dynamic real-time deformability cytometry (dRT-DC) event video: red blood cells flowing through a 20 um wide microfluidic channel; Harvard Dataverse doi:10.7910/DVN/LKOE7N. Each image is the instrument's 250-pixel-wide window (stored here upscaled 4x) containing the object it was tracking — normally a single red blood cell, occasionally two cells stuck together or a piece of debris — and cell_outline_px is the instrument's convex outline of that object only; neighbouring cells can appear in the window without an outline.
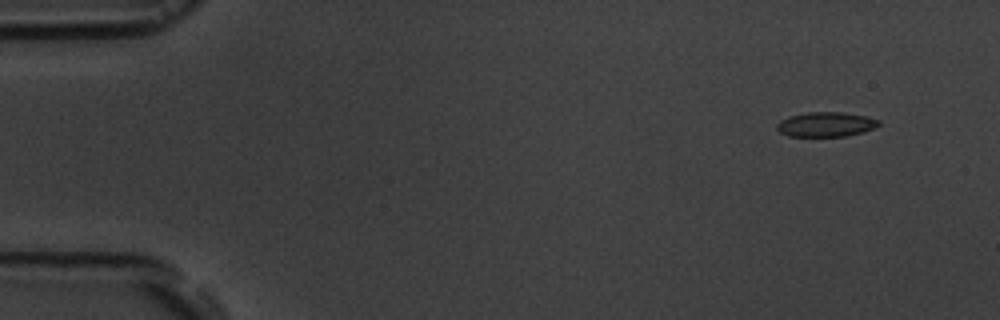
{"species": "common noctule bat (a hibernating species)", "species_latin": "Nyctalus noctula", "temperature_condition": "room temperature", "stored_images_in_passage": 5, "segment_of_instrument_passage": [1, 2], "camera_frame_rate_fps": 3000, "um_per_image_px": 0.085, "animal": {"sex": "male", "body_mass_g": 19.5, "forearm_length_mm": 54.6}, "frame": {"image": 1, "passage_image": 1, "time_ms": 0.0, "image_size_px": [1000, 320], "cell_outline_px": [[880, 124], [864, 132], [844, 136], [788, 136], [780, 132], [776, 128], [776, 124], [780, 120], [788, 116], [808, 112], [844, 112], [864, 116], [880, 120]], "centroid_in_image_um": [70.17, 10.57], "position_along_channel_um": 14.8, "area_um2": 14.62}}
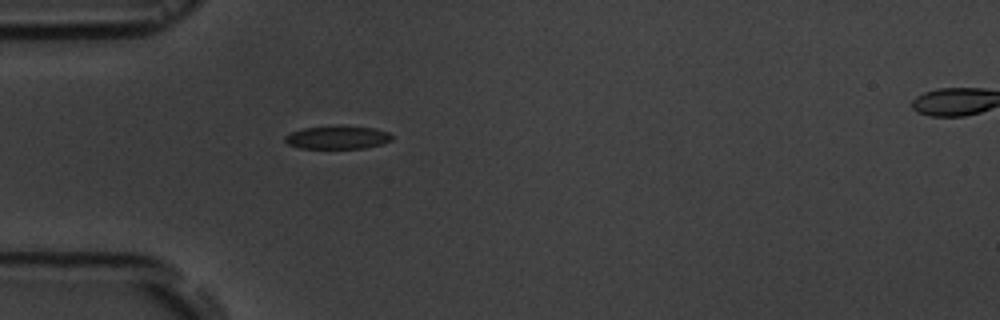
{"frame": {"image": 2, "passage_image": 4, "time_ms": 4.0, "image_size_px": [1000, 320], "cell_outline_px": [[392, 140], [380, 144], [364, 148], [300, 148], [288, 144], [284, 140], [284, 136], [292, 132], [304, 128], [336, 124], [376, 128], [388, 132], [392, 136]], "centroid_in_image_um": [28.68, 11.65], "position_along_channel_um": 56.3, "area_um2": 14.68}}